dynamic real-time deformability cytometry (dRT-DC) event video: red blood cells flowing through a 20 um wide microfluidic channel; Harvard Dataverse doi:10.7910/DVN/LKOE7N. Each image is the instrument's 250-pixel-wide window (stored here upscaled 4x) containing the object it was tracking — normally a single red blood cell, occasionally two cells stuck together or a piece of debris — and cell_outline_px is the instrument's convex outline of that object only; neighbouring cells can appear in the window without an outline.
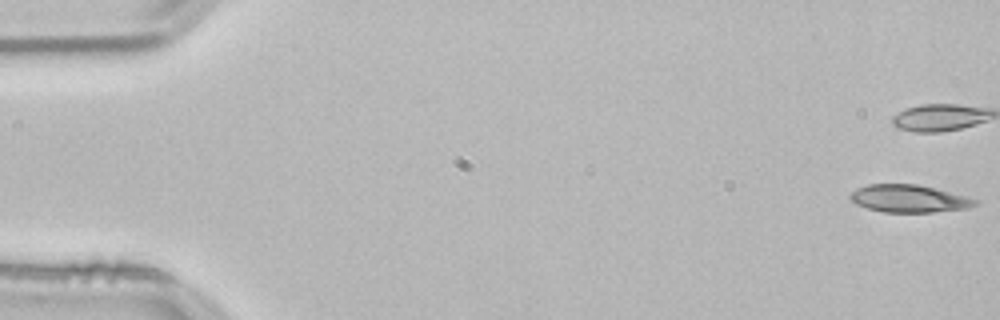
{"species": "common noctule bat (a hibernating species)", "species_latin": "Nyctalus noctula", "temperature_condition": "room temperature", "stored_images_in_passage": 53, "camera_frame_rate_fps": 3000, "um_per_image_px": 0.085, "animal": {"sex": "male", "body_mass_g": 21.5, "forearm_length_mm": 52.0}, "frame": {"image": 1, "passage_image": 1, "time_ms": 0.0, "image_size_px": [1000, 320], "cell_outline_px": [[980, 204], [968, 208], [932, 212], [884, 212], [868, 208], [856, 204], [848, 196], [856, 188], [868, 184], [916, 184], [968, 196], [980, 200]], "centroid_in_image_um": [77.31, 16.88], "position_along_channel_um": 7.7, "area_um2": 20.11}}